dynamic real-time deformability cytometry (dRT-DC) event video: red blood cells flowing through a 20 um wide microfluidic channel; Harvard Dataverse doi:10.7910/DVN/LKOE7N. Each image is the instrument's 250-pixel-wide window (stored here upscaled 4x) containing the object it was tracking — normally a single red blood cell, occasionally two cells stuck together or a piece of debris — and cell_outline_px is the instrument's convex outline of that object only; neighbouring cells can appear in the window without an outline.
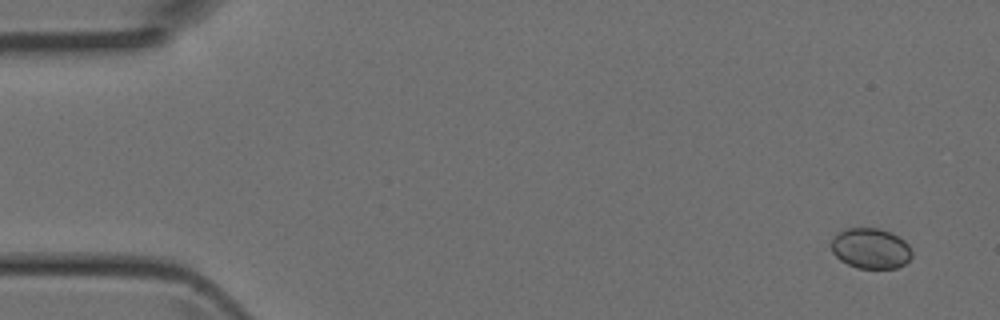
{"species": "Egyptian fruit bat (a non-hibernating species)", "species_latin": "Rousettus aegyptiacus", "temperature_condition": "room temperature", "stored_images_in_passage": 5, "camera_frame_rate_fps": 3000, "um_per_image_px": 0.085, "animal": {"sex": "female"}, "frame": {"image": 1, "passage_image": 1, "time_ms": 0.0, "image_size_px": [1000, 320], "cell_outline_px": [[912, 256], [904, 264], [896, 268], [856, 268], [840, 260], [832, 252], [832, 240], [840, 232], [848, 228], [880, 228], [892, 232], [904, 240], [908, 244], [912, 252]], "centroid_in_image_um": [74.03, 21.11], "position_along_channel_um": 11.0, "area_um2": 18.96}}